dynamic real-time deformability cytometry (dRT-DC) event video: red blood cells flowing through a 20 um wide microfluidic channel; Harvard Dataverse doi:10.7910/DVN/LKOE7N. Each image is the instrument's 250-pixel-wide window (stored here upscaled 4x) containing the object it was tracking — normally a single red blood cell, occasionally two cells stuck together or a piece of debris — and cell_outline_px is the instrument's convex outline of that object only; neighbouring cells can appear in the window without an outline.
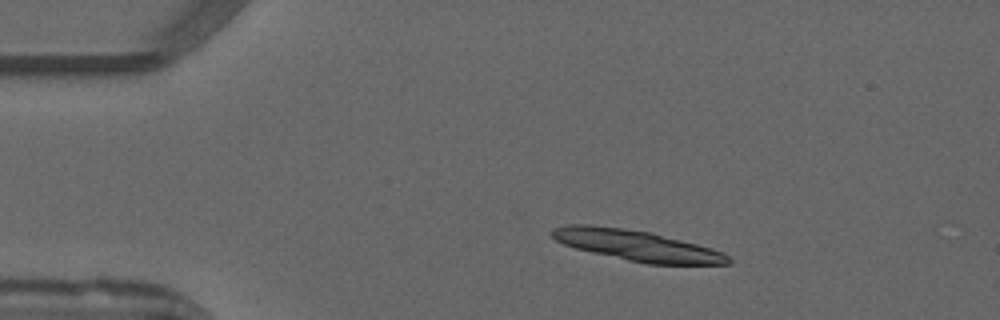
{"species": "common noctule bat (a hibernating species)", "species_latin": "Nyctalus noctula", "temperature_condition": "warm", "stored_images_in_passage": 27, "camera_frame_rate_fps": 3000, "um_per_image_px": 0.085, "animal": {"sex": "male", "forearm_length_mm": 52.5}, "frame": {"image": 1, "passage_image": 1, "time_ms": 0.0, "image_size_px": [1000, 320], "cell_outline_px": [[732, 260], [728, 264], [648, 264], [628, 260], [592, 252], [576, 248], [564, 244], [556, 240], [548, 232], [552, 228], [568, 224], [592, 224], [652, 232], [712, 248], [724, 252]], "centroid_in_image_um": [54.11, 20.85], "position_along_channel_um": 30.9, "area_um2": 31.5}}
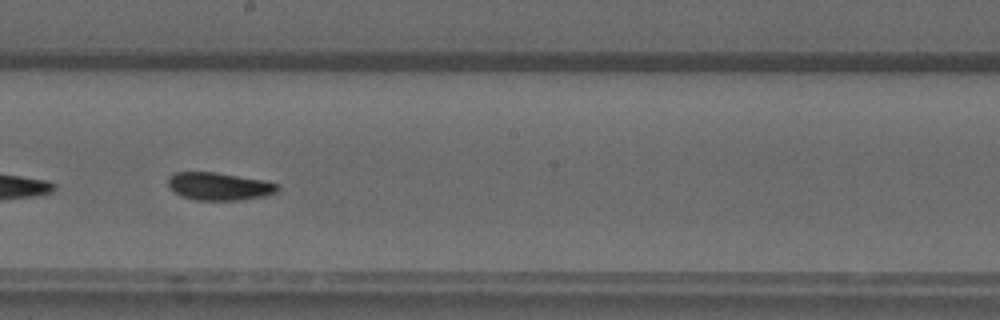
{"frame": {"image": 2, "passage_image": 21, "time_ms": 6.667, "image_size_px": [1000, 320], "cell_outline_px": [[280, 188], [276, 192], [264, 196], [244, 200], [196, 200], [180, 196], [168, 188], [168, 176], [176, 172], [216, 172], [260, 180], [276, 184]], "centroid_in_image_um": [18.56, 15.85], "position_along_channel_um": 229.6, "area_um2": 17.69}}
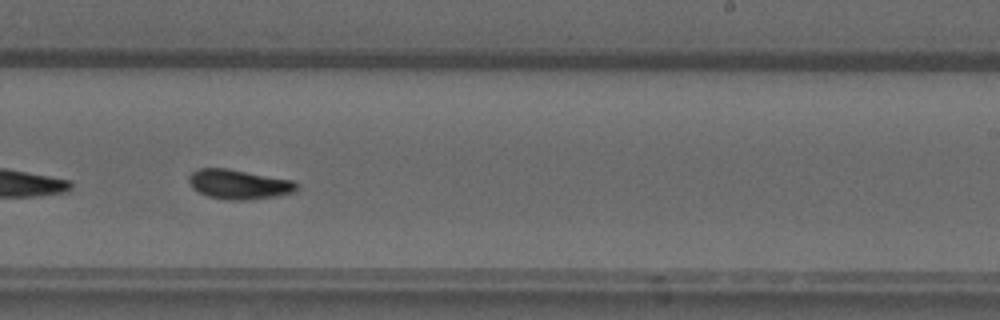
{"frame": {"image": 3, "passage_image": 24, "time_ms": 7.667, "image_size_px": [1000, 320], "cell_outline_px": [[296, 188], [292, 192], [276, 196], [248, 200], [228, 200], [208, 196], [192, 188], [188, 180], [188, 176], [192, 172], [200, 168], [228, 168], [292, 180], [296, 184]], "centroid_in_image_um": [20.25, 15.66], "position_along_channel_um": 268.7, "area_um2": 18.44}}